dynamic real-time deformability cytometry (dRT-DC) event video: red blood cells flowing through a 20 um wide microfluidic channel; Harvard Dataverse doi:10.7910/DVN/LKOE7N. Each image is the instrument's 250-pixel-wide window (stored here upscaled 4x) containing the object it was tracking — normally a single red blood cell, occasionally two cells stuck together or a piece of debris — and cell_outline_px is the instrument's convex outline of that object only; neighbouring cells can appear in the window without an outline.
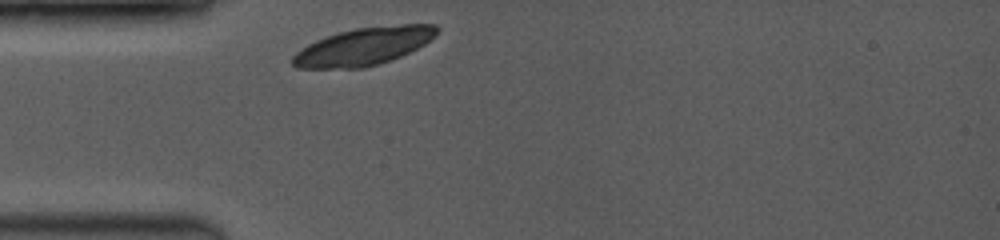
{"species": "common noctule bat (a hibernating species)", "species_latin": "Nyctalus noctula", "temperature_condition": "room temperature", "stored_images_in_passage": 2, "camera_frame_rate_fps": 3500, "um_per_image_px": 0.085, "animal": {"sex": "female", "body_mass_g": 19.0, "forearm_length_mm": 53.3}, "frame": {"image": 1, "passage_image": 1, "time_ms": 0.0, "image_size_px": [1000, 240], "cell_outline_px": [[440, 28], [436, 36], [424, 44], [400, 56], [376, 64], [360, 68], [296, 68], [292, 64], [292, 56], [300, 48], [316, 40], [340, 32], [356, 28], [404, 24], [436, 24]], "centroid_in_image_um": [30.91, 3.93], "position_along_channel_um": 54.1, "area_um2": 31.33}}